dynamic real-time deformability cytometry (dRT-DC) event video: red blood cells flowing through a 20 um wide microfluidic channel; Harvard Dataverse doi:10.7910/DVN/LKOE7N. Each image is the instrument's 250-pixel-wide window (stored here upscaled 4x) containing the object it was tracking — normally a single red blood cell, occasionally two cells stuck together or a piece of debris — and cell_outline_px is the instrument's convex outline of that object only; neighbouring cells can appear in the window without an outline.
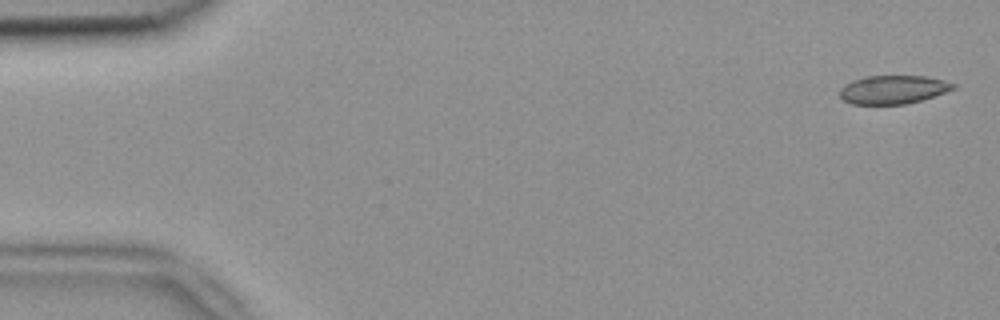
{"species": "common noctule bat (a hibernating species)", "species_latin": "Nyctalus noctula", "temperature_condition": "room temperature", "stored_images_in_passage": 5, "camera_frame_rate_fps": 3000, "um_per_image_px": 0.085, "animal": {"sex": "female", "body_mass_g": 18.4}, "frame": {"image": 1, "passage_image": 5, "time_ms": 1.333, "image_size_px": [1000, 320], "cell_outline_px": [[956, 88], [920, 100], [904, 104], [852, 104], [844, 100], [840, 96], [840, 88], [844, 84], [852, 80], [864, 76], [924, 76], [944, 80], [956, 84]], "centroid_in_image_um": [75.88, 7.6], "position_along_channel_um": 9.1, "area_um2": 18.73}}